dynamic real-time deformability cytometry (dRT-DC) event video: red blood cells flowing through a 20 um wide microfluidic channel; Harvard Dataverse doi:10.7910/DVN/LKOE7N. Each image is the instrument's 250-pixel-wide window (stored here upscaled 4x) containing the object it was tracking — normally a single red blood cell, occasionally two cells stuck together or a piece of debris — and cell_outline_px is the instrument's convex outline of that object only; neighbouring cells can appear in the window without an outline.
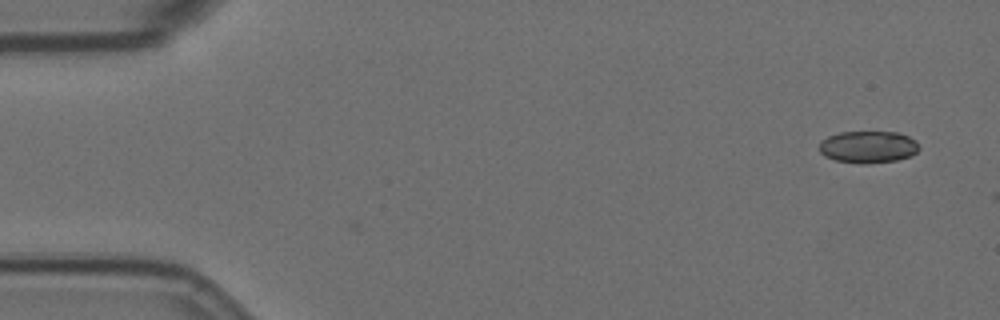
{"species": "Egyptian fruit bat (a non-hibernating species)", "species_latin": "Rousettus aegyptiacus", "temperature_condition": "room temperature", "stored_images_in_passage": 4, "camera_frame_rate_fps": 3000, "um_per_image_px": 0.085, "animal": {"sex": "female"}, "frame": {"image": 1, "passage_image": 1, "time_ms": 0.0, "image_size_px": [1000, 320], "cell_outline_px": [[920, 148], [912, 156], [896, 160], [864, 164], [860, 164], [836, 160], [824, 156], [820, 152], [820, 140], [828, 136], [840, 132], [896, 132], [908, 136], [916, 140]], "centroid_in_image_um": [73.8, 12.49], "position_along_channel_um": 11.2, "area_um2": 18.73}}